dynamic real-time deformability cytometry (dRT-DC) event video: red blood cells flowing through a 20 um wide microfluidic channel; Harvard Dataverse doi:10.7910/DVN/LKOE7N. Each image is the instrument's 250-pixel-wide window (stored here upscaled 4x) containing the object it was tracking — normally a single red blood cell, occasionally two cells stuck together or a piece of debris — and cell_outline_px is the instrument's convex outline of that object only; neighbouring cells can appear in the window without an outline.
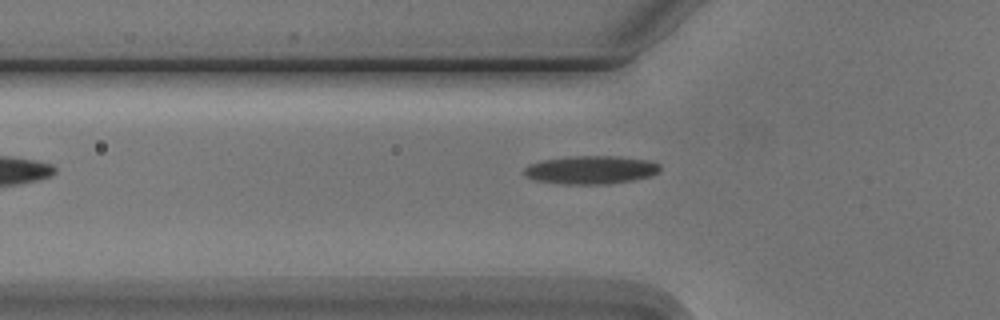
{"species": "Egyptian fruit bat (a non-hibernating species)", "species_latin": "Rousettus aegyptiacus", "temperature_condition": "cold", "stored_images_in_passage": 3, "camera_frame_rate_fps": 3000, "um_per_image_px": 0.085, "animal": {"sex": "male"}, "frame": {"image": 1, "passage_image": 3, "time_ms": 2.333, "image_size_px": [1000, 320], "cell_outline_px": [[660, 172], [652, 176], [632, 180], [608, 184], [564, 184], [536, 180], [524, 176], [524, 168], [532, 164], [544, 160], [568, 156], [620, 156], [652, 160], [660, 164]], "centroid_in_image_um": [50.29, 14.43], "position_along_channel_um": 75.5, "area_um2": 22.54}}